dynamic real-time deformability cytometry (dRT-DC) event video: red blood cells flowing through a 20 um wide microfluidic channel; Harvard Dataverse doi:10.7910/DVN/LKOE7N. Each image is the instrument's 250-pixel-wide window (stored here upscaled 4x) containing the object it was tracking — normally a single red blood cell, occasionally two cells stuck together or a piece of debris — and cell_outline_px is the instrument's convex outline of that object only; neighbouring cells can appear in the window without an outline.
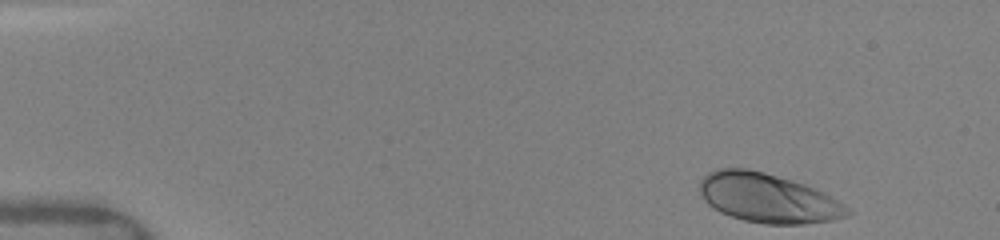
{"species": "human", "species_latin": "Homo sapiens", "temperature_condition": "warm", "stored_images_in_passage": 58, "camera_frame_rate_fps": 3000, "um_per_image_px": 0.085, "donor": {"sex": "female"}, "frame": {"image": 1, "passage_image": 1, "time_ms": 0.0, "image_size_px": [1000, 240], "cell_outline_px": [[852, 212], [848, 216], [832, 220], [804, 224], [764, 224], [744, 220], [720, 212], [708, 204], [704, 200], [700, 192], [700, 180], [708, 172], [716, 168], [748, 168], [764, 172], [792, 180], [804, 184], [844, 204]], "centroid_in_image_um": [65.24, 16.83], "position_along_channel_um": 19.8, "area_um2": 42.14}}
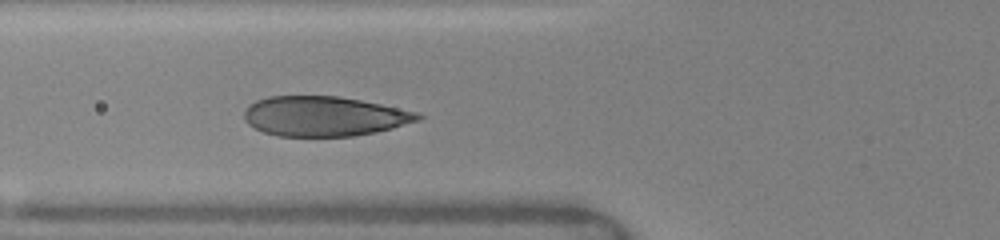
{"frame": {"image": 2, "passage_image": 19, "time_ms": 4.667, "image_size_px": [1000, 240], "cell_outline_px": [[424, 116], [420, 120], [392, 128], [376, 132], [352, 136], [276, 136], [264, 132], [248, 124], [244, 120], [244, 112], [248, 104], [256, 100], [268, 96], [340, 96], [420, 112]], "centroid_in_image_um": [27.55, 9.87], "position_along_channel_um": 98.2, "area_um2": 40.52}}
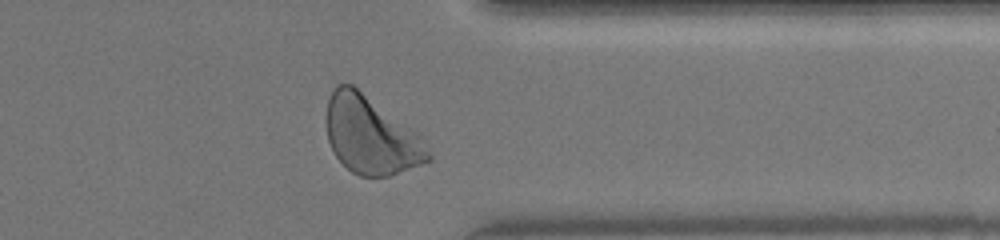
{"frame": {"image": 3, "passage_image": 52, "time_ms": 11.667, "image_size_px": [1000, 240], "cell_outline_px": [[432, 160], [388, 176], [360, 176], [352, 172], [336, 156], [328, 140], [324, 120], [328, 100], [336, 84], [352, 84], [420, 132], [432, 156]], "centroid_in_image_um": [31.54, 11.48], "position_along_channel_um": 379.9, "area_um2": 46.59}, "authors_computed_cell_mechanics": {"area_um2": 41.7316, "velocity_mm_per_s": 4.0599, "shape_relaxation_time_tau1_ms": 1.8583, "shape_relaxation_time_tau2_ms": null, "deformation_change_tau1": 0.1387, "deformation_change_tau2": null}}